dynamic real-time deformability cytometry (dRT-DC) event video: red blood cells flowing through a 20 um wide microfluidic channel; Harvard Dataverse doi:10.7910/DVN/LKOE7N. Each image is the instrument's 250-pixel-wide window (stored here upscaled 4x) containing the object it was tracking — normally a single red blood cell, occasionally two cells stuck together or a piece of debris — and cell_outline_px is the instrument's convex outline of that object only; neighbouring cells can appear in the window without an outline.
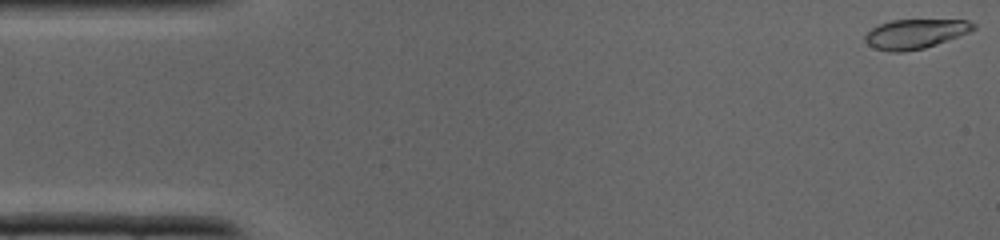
{"species": "common noctule bat (a hibernating species)", "species_latin": "Nyctalus noctula", "temperature_condition": "cold", "stored_images_in_passage": 37, "camera_frame_rate_fps": 3000, "um_per_image_px": 0.085, "animal": {"sex": "male", "body_mass_g": 19.0, "forearm_length_mm": 50.8}, "frame": {"image": 1, "passage_image": 1, "time_ms": 0.0, "image_size_px": [1000, 240], "cell_outline_px": [[976, 28], [968, 32], [936, 44], [924, 48], [904, 52], [888, 52], [876, 48], [868, 44], [864, 40], [864, 36], [872, 28], [880, 24], [892, 20], [968, 20], [976, 24]], "centroid_in_image_um": [77.78, 2.88], "position_along_channel_um": 7.2, "area_um2": 18.44}}
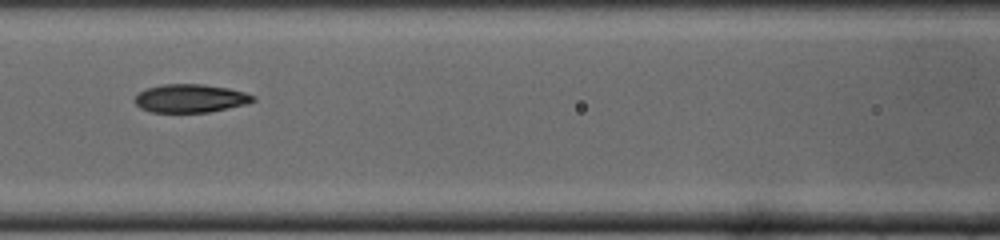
{"frame": {"image": 2, "passage_image": 16, "time_ms": 5.0, "image_size_px": [1000, 240], "cell_outline_px": [[256, 100], [244, 104], [208, 112], [152, 112], [140, 108], [136, 104], [136, 96], [140, 92], [148, 88], [164, 84], [204, 84], [228, 88], [244, 92], [256, 96]], "centroid_in_image_um": [16.2, 8.35], "position_along_channel_um": 150.4, "area_um2": 19.25}}
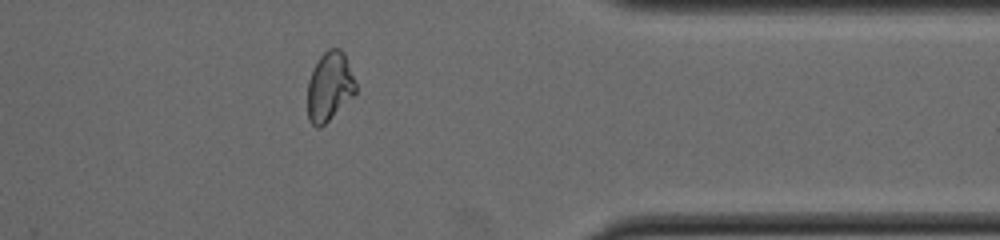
{"frame": {"image": 3, "passage_image": 30, "time_ms": 9.667, "image_size_px": [1000, 240], "cell_outline_px": [[356, 92], [320, 128], [316, 128], [308, 120], [308, 80], [312, 68], [320, 56], [328, 48], [340, 48], [344, 52], [356, 84]], "centroid_in_image_um": [27.98, 7.33], "position_along_channel_um": 383.4, "area_um2": 19.25}}